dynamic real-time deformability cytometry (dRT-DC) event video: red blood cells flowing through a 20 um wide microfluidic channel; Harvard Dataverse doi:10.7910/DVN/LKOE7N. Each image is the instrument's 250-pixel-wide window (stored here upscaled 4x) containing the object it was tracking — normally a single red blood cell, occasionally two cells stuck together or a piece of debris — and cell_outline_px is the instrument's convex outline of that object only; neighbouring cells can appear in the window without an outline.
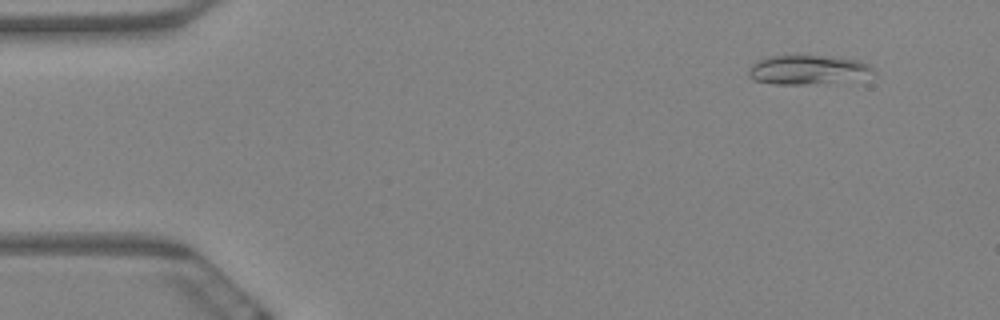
{"species": "Egyptian fruit bat (a non-hibernating species)", "species_latin": "Rousettus aegyptiacus", "temperature_condition": "warm", "stored_images_in_passage": 5, "camera_frame_rate_fps": 3000, "um_per_image_px": 0.085, "animal": {"sex": "female"}, "frame": {"image": 1, "passage_image": 2, "time_ms": 0.333, "image_size_px": [1000, 320], "cell_outline_px": [[876, 72], [816, 84], [776, 84], [756, 80], [748, 76], [748, 68], [752, 64], [760, 60], [772, 56], [832, 56], [856, 60], [868, 64]], "centroid_in_image_um": [68.54, 5.91], "position_along_channel_um": 16.5, "area_um2": 20.29}}